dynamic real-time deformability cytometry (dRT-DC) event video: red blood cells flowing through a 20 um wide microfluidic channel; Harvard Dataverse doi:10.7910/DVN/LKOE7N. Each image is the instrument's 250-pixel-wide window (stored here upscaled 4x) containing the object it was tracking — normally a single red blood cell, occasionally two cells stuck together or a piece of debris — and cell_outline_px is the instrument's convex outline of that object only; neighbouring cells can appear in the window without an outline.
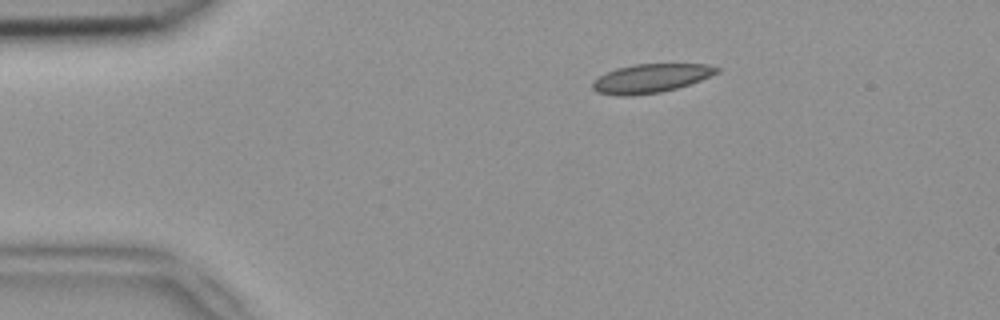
{"species": "common noctule bat (a hibernating species)", "species_latin": "Nyctalus noctula", "temperature_condition": "room temperature", "stored_images_in_passage": 44, "camera_frame_rate_fps": 3000, "um_per_image_px": 0.085, "animal": {"sex": "female", "body_mass_g": 18.4}, "frame": {"image": 1, "passage_image": 2, "time_ms": 0.333, "image_size_px": [1000, 320], "cell_outline_px": [[720, 72], [700, 80], [676, 88], [660, 92], [628, 96], [616, 96], [596, 92], [592, 88], [592, 80], [616, 68], [632, 64], [708, 64], [720, 68]], "centroid_in_image_um": [55.29, 6.66], "position_along_channel_um": 29.7, "area_um2": 20.87}}
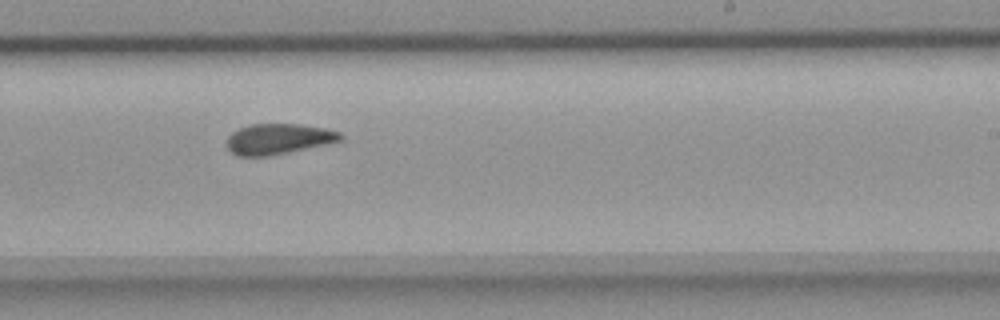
{"frame": {"image": 2, "passage_image": 24, "time_ms": 7.667, "image_size_px": [1000, 320], "cell_outline_px": [[344, 136], [340, 140], [324, 144], [272, 156], [236, 156], [228, 148], [228, 136], [232, 132], [248, 124], [300, 124], [324, 128], [340, 132]], "centroid_in_image_um": [23.64, 11.81], "position_along_channel_um": 265.4, "area_um2": 20.11}}
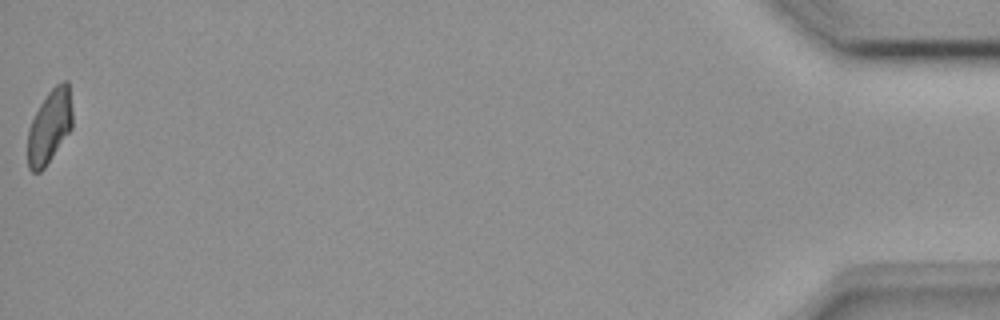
{"frame": {"image": 3, "passage_image": 44, "time_ms": 14.333, "image_size_px": [1000, 320], "cell_outline_px": [[72, 128], [44, 168], [40, 172], [32, 172], [28, 168], [28, 128], [40, 104], [48, 92], [56, 84], [64, 80], [68, 80], [72, 108]], "centroid_in_image_um": [4.22, 10.74], "position_along_channel_um": 431.0, "area_um2": 19.13}, "authors_computed_cell_mechanics": {"area_um2": 20.6057, "velocity_mm_per_s": 3.95, "shape_relaxation_time_tau1_ms": null, "shape_relaxation_time_tau2_ms": 2.7446, "deformation_change_tau1": null, "deformation_change_tau2": 0.0749}}